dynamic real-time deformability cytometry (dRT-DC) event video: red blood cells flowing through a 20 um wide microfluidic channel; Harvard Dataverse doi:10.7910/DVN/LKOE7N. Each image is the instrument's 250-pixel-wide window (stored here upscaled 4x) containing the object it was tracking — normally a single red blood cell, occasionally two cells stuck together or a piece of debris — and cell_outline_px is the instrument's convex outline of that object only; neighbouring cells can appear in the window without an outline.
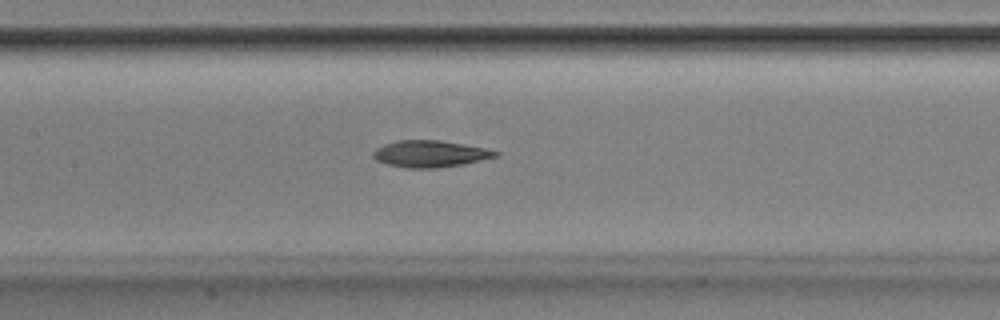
{"species": "Egyptian fruit bat (a non-hibernating species)", "species_latin": "Rousettus aegyptiacus", "temperature_condition": "room temperature", "stored_images_in_passage": 44, "camera_frame_rate_fps": 3000, "um_per_image_px": 0.085, "animal": {"sex": "male"}, "frame": {"image": 1, "passage_image": 16, "time_ms": 5.0, "image_size_px": [1000, 320], "cell_outline_px": [[500, 156], [464, 164], [436, 168], [408, 168], [388, 164], [376, 160], [372, 156], [372, 152], [376, 148], [384, 144], [396, 140], [440, 140], [484, 148], [500, 152]], "centroid_in_image_um": [36.56, 13.07], "position_along_channel_um": 170.8, "area_um2": 19.07}}
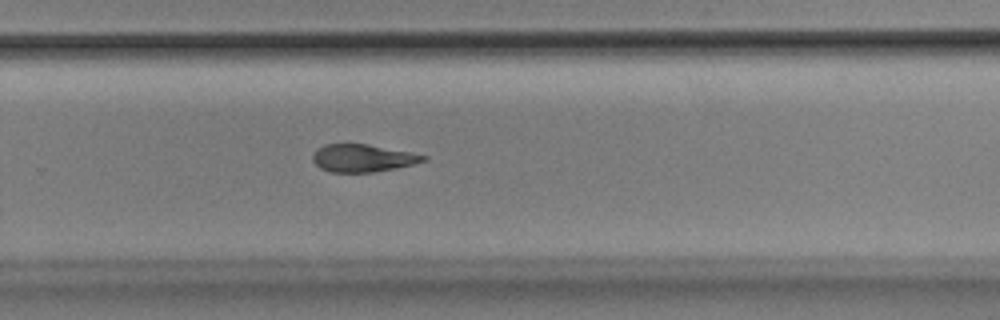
{"frame": {"image": 2, "passage_image": 26, "time_ms": 8.333, "image_size_px": [1000, 320], "cell_outline_px": [[428, 160], [396, 168], [372, 172], [332, 172], [320, 168], [312, 160], [312, 156], [316, 148], [324, 144], [368, 144], [428, 156]], "centroid_in_image_um": [30.8, 13.43], "position_along_channel_um": 299.0, "area_um2": 17.69}}
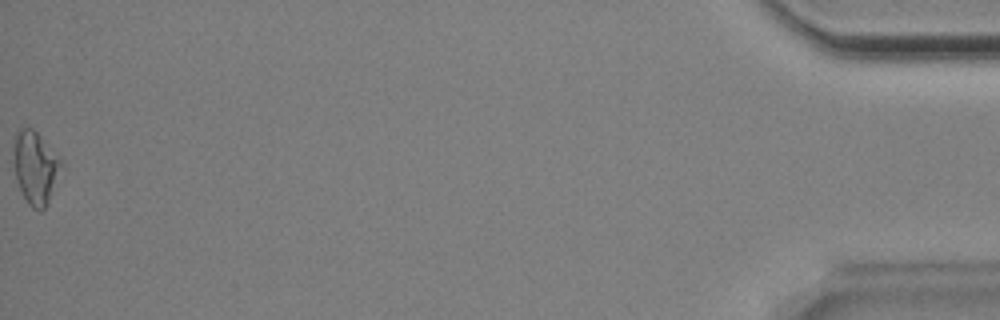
{"frame": {"image": 3, "passage_image": 44, "time_ms": 14.333, "image_size_px": [1000, 320], "cell_outline_px": [[64, 168], [44, 208], [40, 212], [32, 208], [28, 204], [20, 188], [16, 176], [12, 148], [12, 136], [20, 128], [32, 128], [40, 136], [64, 164]], "centroid_in_image_um": [3.0, 14.22], "position_along_channel_um": 432.2, "area_um2": 20.23}, "authors_computed_cell_mechanics": {"area_um2": 18.9584, "velocity_mm_per_s": 3.8609, "shape_relaxation_time_tau1_ms": 5.4841, "shape_relaxation_time_tau2_ms": 6.5325, "deformation_change_tau1": 0.1577, "deformation_change_tau2": 0.1462}}